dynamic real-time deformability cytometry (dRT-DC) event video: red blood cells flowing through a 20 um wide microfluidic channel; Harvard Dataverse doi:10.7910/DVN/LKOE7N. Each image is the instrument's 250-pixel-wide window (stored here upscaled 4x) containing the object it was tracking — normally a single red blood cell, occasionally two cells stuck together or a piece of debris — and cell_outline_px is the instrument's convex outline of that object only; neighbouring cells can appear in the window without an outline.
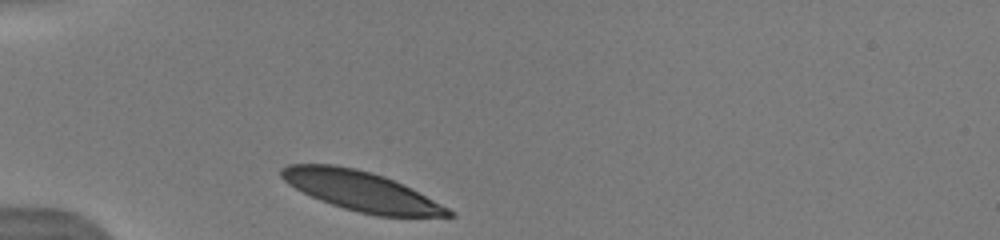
{"species": "human", "species_latin": "Homo sapiens", "temperature_condition": "warm", "stored_images_in_passage": 26, "camera_frame_rate_fps": 3000, "um_per_image_px": 0.085, "donor": {"sex": "male"}, "frame": {"image": 1, "passage_image": 1, "time_ms": 0.0, "image_size_px": [1000, 240], "cell_outline_px": [[456, 216], [376, 216], [344, 208], [320, 200], [288, 184], [280, 176], [280, 168], [288, 164], [332, 164], [356, 168], [372, 172], [384, 176], [456, 212]], "centroid_in_image_um": [30.64, 16.23], "position_along_channel_um": 54.4, "area_um2": 37.86}, "authors_computed_cell_mechanics": {"area_um2": 39.4196, "velocity_mm_per_s": 3.9717, "shape_relaxation_time_tau1_ms": 2.1617, "shape_relaxation_time_tau2_ms": 5.6997, "deformation_change_tau1": 0.0906, "deformation_change_tau2": 0.1341}}